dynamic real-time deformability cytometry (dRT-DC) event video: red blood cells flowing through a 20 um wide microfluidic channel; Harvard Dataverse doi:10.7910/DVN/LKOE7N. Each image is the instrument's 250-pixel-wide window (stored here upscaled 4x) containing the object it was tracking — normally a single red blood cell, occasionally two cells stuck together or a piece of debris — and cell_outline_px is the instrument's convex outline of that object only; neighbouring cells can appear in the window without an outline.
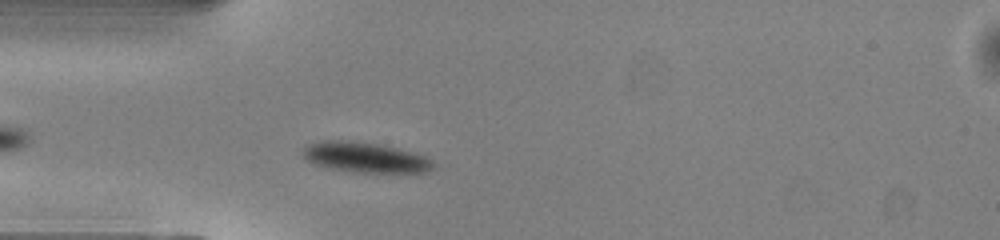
{"species": "common noctule bat (a hibernating species)", "species_latin": "Nyctalus noctula", "temperature_condition": "warm", "stored_images_in_passage": 40, "camera_frame_rate_fps": 3000, "um_per_image_px": 0.085, "animal": {"sex": "male", "body_mass_g": 13.0, "forearm_length_mm": 53.1}, "frame": {"image": 1, "passage_image": 4, "time_ms": 1.0, "image_size_px": [1000, 240], "cell_outline_px": [[436, 164], [428, 172], [348, 172], [328, 168], [316, 164], [308, 160], [300, 152], [308, 144], [324, 140], [348, 140], [384, 144], [412, 152], [424, 156], [432, 160]], "centroid_in_image_um": [31.04, 13.37], "position_along_channel_um": 54.0, "area_um2": 23.18}}
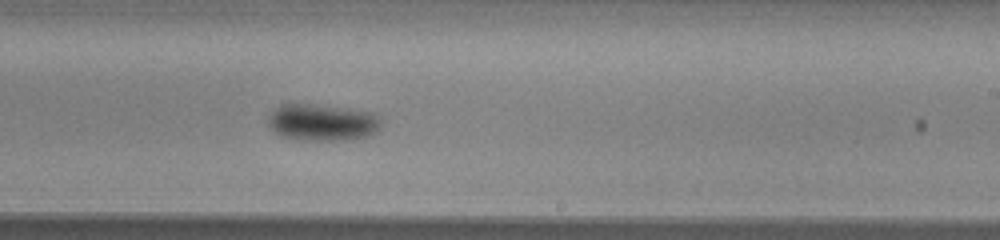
{"frame": {"image": 2, "passage_image": 20, "time_ms": 6.333, "image_size_px": [1000, 240], "cell_outline_px": [[380, 128], [376, 132], [368, 136], [352, 140], [292, 140], [276, 132], [268, 124], [268, 116], [280, 104], [308, 104], [372, 112], [380, 116]], "centroid_in_image_um": [27.41, 10.42], "position_along_channel_um": 261.6, "area_um2": 24.16}}
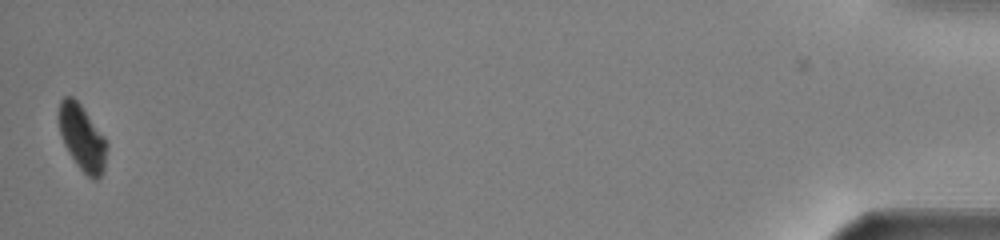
{"frame": {"image": 3, "passage_image": 40, "time_ms": 13.0, "image_size_px": [1000, 240], "cell_outline_px": [[108, 148], [104, 172], [96, 180], [88, 176], [80, 168], [64, 144], [60, 132], [56, 116], [60, 100], [64, 96], [72, 96], [80, 104], [104, 136], [108, 144]], "centroid_in_image_um": [6.98, 11.68], "position_along_channel_um": 428.2, "area_um2": 18.5}, "authors_computed_cell_mechanics": {"area_um2": 23.0622, "velocity_mm_per_s": 4.0135, "shape_relaxation_time_tau1_ms": 2.0921, "shape_relaxation_time_tau2_ms": null, "deformation_change_tau1": 0.1075, "deformation_change_tau2": null}}